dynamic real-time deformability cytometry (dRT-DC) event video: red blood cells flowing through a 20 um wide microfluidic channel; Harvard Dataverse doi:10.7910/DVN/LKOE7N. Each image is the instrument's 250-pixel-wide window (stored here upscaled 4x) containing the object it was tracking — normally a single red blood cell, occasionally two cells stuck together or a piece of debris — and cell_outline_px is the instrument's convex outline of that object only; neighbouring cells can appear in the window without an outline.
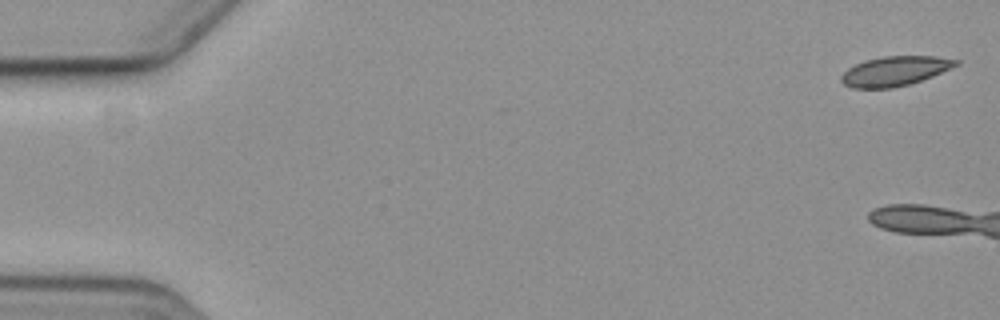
{"species": "common noctule bat (a hibernating species)", "species_latin": "Nyctalus noctula", "temperature_condition": "cold", "stored_images_in_passage": 3, "camera_frame_rate_fps": 3000, "um_per_image_px": 0.085, "animal": {"sex": "female", "body_mass_g": 19.3, "forearm_length_mm": 54.1}, "frame": {"image": 1, "passage_image": 1, "time_ms": 0.0, "image_size_px": [1000, 320], "cell_outline_px": [[960, 64], [932, 76], [908, 84], [892, 88], [852, 88], [844, 84], [840, 80], [840, 76], [848, 68], [864, 60], [884, 56], [936, 56], [960, 60]], "centroid_in_image_um": [76.05, 6.03], "position_along_channel_um": 8.9, "area_um2": 19.71}}